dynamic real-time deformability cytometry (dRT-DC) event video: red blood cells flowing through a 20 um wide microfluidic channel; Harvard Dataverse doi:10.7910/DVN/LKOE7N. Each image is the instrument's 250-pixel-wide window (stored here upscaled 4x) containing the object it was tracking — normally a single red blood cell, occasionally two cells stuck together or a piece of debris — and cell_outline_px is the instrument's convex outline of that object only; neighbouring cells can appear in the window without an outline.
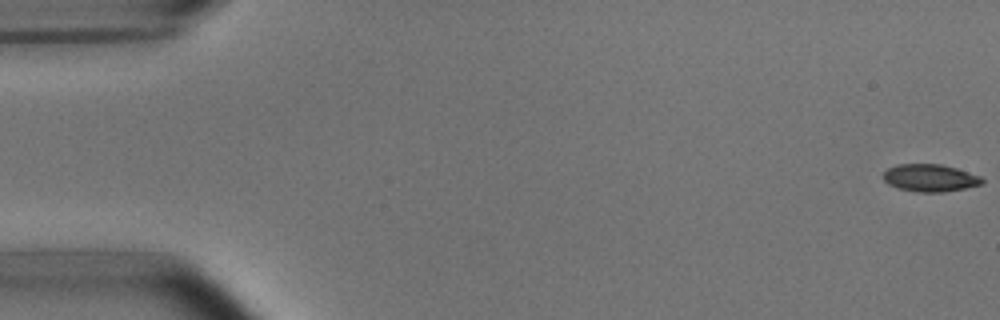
{"species": "common noctule bat (a hibernating species)", "species_latin": "Nyctalus noctula", "temperature_condition": "room temperature", "stored_images_in_passage": 16, "camera_frame_rate_fps": 3000, "um_per_image_px": 0.085, "animal": {"sex": "male", "body_mass_g": 15.6}, "frame": {"image": 1, "passage_image": 1, "time_ms": 0.0, "image_size_px": [1000, 320], "cell_outline_px": [[984, 184], [944, 192], [920, 192], [900, 188], [888, 184], [884, 180], [884, 172], [888, 168], [896, 164], [940, 164], [956, 168], [980, 176], [984, 180]], "centroid_in_image_um": [79.07, 15.12], "position_along_channel_um": 5.9, "area_um2": 15.66}}
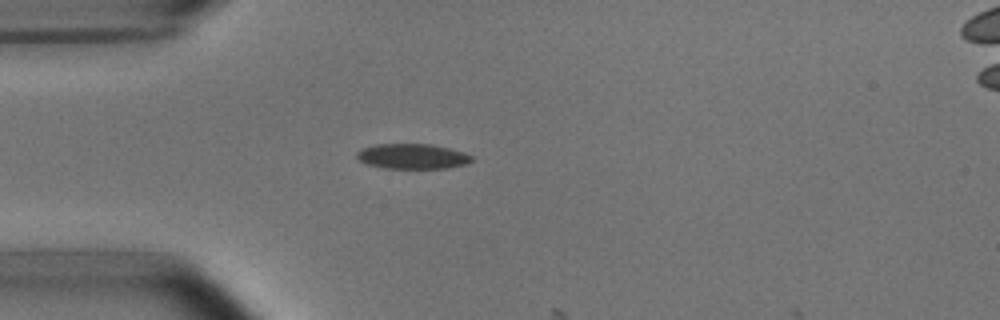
{"frame": {"image": 2, "passage_image": 15, "time_ms": 4.667, "image_size_px": [1000, 320], "cell_outline_px": [[472, 160], [464, 164], [448, 168], [384, 168], [368, 164], [360, 160], [356, 156], [356, 152], [360, 148], [376, 144], [432, 144], [464, 152], [472, 156]], "centroid_in_image_um": [35.02, 13.28], "position_along_channel_um": 50.0, "area_um2": 16.76}}